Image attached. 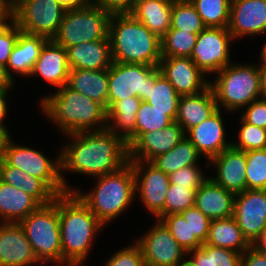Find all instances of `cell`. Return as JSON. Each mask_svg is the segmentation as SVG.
<instances>
[{"mask_svg":"<svg viewBox=\"0 0 266 266\" xmlns=\"http://www.w3.org/2000/svg\"><path fill=\"white\" fill-rule=\"evenodd\" d=\"M67 57L70 69H108L113 63L109 36L68 47Z\"/></svg>","mask_w":266,"mask_h":266,"instance_id":"obj_24","label":"cell"},{"mask_svg":"<svg viewBox=\"0 0 266 266\" xmlns=\"http://www.w3.org/2000/svg\"><path fill=\"white\" fill-rule=\"evenodd\" d=\"M58 214L62 265L85 263L93 241L104 224L76 193L58 195Z\"/></svg>","mask_w":266,"mask_h":266,"instance_id":"obj_2","label":"cell"},{"mask_svg":"<svg viewBox=\"0 0 266 266\" xmlns=\"http://www.w3.org/2000/svg\"><path fill=\"white\" fill-rule=\"evenodd\" d=\"M177 111H158L142 101L136 114L135 141L146 132L162 130L176 120Z\"/></svg>","mask_w":266,"mask_h":266,"instance_id":"obj_35","label":"cell"},{"mask_svg":"<svg viewBox=\"0 0 266 266\" xmlns=\"http://www.w3.org/2000/svg\"><path fill=\"white\" fill-rule=\"evenodd\" d=\"M67 85L108 110V69H70Z\"/></svg>","mask_w":266,"mask_h":266,"instance_id":"obj_28","label":"cell"},{"mask_svg":"<svg viewBox=\"0 0 266 266\" xmlns=\"http://www.w3.org/2000/svg\"><path fill=\"white\" fill-rule=\"evenodd\" d=\"M111 15L103 7L91 3L78 9H66L53 41L64 48L106 39Z\"/></svg>","mask_w":266,"mask_h":266,"instance_id":"obj_8","label":"cell"},{"mask_svg":"<svg viewBox=\"0 0 266 266\" xmlns=\"http://www.w3.org/2000/svg\"><path fill=\"white\" fill-rule=\"evenodd\" d=\"M184 137L185 132L176 121L162 130L143 133L129 147V160L151 162L173 149Z\"/></svg>","mask_w":266,"mask_h":266,"instance_id":"obj_19","label":"cell"},{"mask_svg":"<svg viewBox=\"0 0 266 266\" xmlns=\"http://www.w3.org/2000/svg\"><path fill=\"white\" fill-rule=\"evenodd\" d=\"M260 59L261 62L259 67H266V44L264 45L263 49H261V53H260Z\"/></svg>","mask_w":266,"mask_h":266,"instance_id":"obj_58","label":"cell"},{"mask_svg":"<svg viewBox=\"0 0 266 266\" xmlns=\"http://www.w3.org/2000/svg\"><path fill=\"white\" fill-rule=\"evenodd\" d=\"M135 241L141 248L145 266H182L187 263L183 249L159 221ZM186 258V259H184Z\"/></svg>","mask_w":266,"mask_h":266,"instance_id":"obj_13","label":"cell"},{"mask_svg":"<svg viewBox=\"0 0 266 266\" xmlns=\"http://www.w3.org/2000/svg\"><path fill=\"white\" fill-rule=\"evenodd\" d=\"M240 266H266V255L251 245L243 252Z\"/></svg>","mask_w":266,"mask_h":266,"instance_id":"obj_50","label":"cell"},{"mask_svg":"<svg viewBox=\"0 0 266 266\" xmlns=\"http://www.w3.org/2000/svg\"><path fill=\"white\" fill-rule=\"evenodd\" d=\"M42 113L64 135L107 128V111L98 102L73 90L67 84L41 99Z\"/></svg>","mask_w":266,"mask_h":266,"instance_id":"obj_3","label":"cell"},{"mask_svg":"<svg viewBox=\"0 0 266 266\" xmlns=\"http://www.w3.org/2000/svg\"><path fill=\"white\" fill-rule=\"evenodd\" d=\"M159 221L168 229L179 245L187 252L203 244L197 237H191V227L181 214L165 215Z\"/></svg>","mask_w":266,"mask_h":266,"instance_id":"obj_40","label":"cell"},{"mask_svg":"<svg viewBox=\"0 0 266 266\" xmlns=\"http://www.w3.org/2000/svg\"><path fill=\"white\" fill-rule=\"evenodd\" d=\"M207 165L216 168V175L210 177L216 184L234 194L246 190V154L243 150L230 146Z\"/></svg>","mask_w":266,"mask_h":266,"instance_id":"obj_21","label":"cell"},{"mask_svg":"<svg viewBox=\"0 0 266 266\" xmlns=\"http://www.w3.org/2000/svg\"><path fill=\"white\" fill-rule=\"evenodd\" d=\"M235 194L216 184L210 177L195 193L194 206L210 220L233 216Z\"/></svg>","mask_w":266,"mask_h":266,"instance_id":"obj_23","label":"cell"},{"mask_svg":"<svg viewBox=\"0 0 266 266\" xmlns=\"http://www.w3.org/2000/svg\"><path fill=\"white\" fill-rule=\"evenodd\" d=\"M69 72L67 49L49 39L44 44L30 76L38 74L59 89L67 84Z\"/></svg>","mask_w":266,"mask_h":266,"instance_id":"obj_22","label":"cell"},{"mask_svg":"<svg viewBox=\"0 0 266 266\" xmlns=\"http://www.w3.org/2000/svg\"><path fill=\"white\" fill-rule=\"evenodd\" d=\"M96 181L93 190L83 193L78 188L74 193L105 226L127 210L137 197L135 175L128 162L115 172L98 176Z\"/></svg>","mask_w":266,"mask_h":266,"instance_id":"obj_5","label":"cell"},{"mask_svg":"<svg viewBox=\"0 0 266 266\" xmlns=\"http://www.w3.org/2000/svg\"><path fill=\"white\" fill-rule=\"evenodd\" d=\"M40 206L19 188L0 181V222L19 223Z\"/></svg>","mask_w":266,"mask_h":266,"instance_id":"obj_29","label":"cell"},{"mask_svg":"<svg viewBox=\"0 0 266 266\" xmlns=\"http://www.w3.org/2000/svg\"><path fill=\"white\" fill-rule=\"evenodd\" d=\"M141 102L138 97H128L116 101L107 110V128L121 137L128 148L135 142L136 114Z\"/></svg>","mask_w":266,"mask_h":266,"instance_id":"obj_27","label":"cell"},{"mask_svg":"<svg viewBox=\"0 0 266 266\" xmlns=\"http://www.w3.org/2000/svg\"><path fill=\"white\" fill-rule=\"evenodd\" d=\"M56 160L31 147L14 143L8 138L2 153L3 160L9 165L40 179L56 196L67 193L61 178L60 154Z\"/></svg>","mask_w":266,"mask_h":266,"instance_id":"obj_9","label":"cell"},{"mask_svg":"<svg viewBox=\"0 0 266 266\" xmlns=\"http://www.w3.org/2000/svg\"><path fill=\"white\" fill-rule=\"evenodd\" d=\"M172 8L159 0H138L130 14L161 39L171 28Z\"/></svg>","mask_w":266,"mask_h":266,"instance_id":"obj_30","label":"cell"},{"mask_svg":"<svg viewBox=\"0 0 266 266\" xmlns=\"http://www.w3.org/2000/svg\"><path fill=\"white\" fill-rule=\"evenodd\" d=\"M161 74L159 67L113 62L108 68V109L118 100L138 97L148 99L150 84Z\"/></svg>","mask_w":266,"mask_h":266,"instance_id":"obj_10","label":"cell"},{"mask_svg":"<svg viewBox=\"0 0 266 266\" xmlns=\"http://www.w3.org/2000/svg\"><path fill=\"white\" fill-rule=\"evenodd\" d=\"M217 73L209 85L218 109L235 113L261 98L259 67L256 65L231 62Z\"/></svg>","mask_w":266,"mask_h":266,"instance_id":"obj_6","label":"cell"},{"mask_svg":"<svg viewBox=\"0 0 266 266\" xmlns=\"http://www.w3.org/2000/svg\"><path fill=\"white\" fill-rule=\"evenodd\" d=\"M20 32V28L14 21L0 29V64L5 67Z\"/></svg>","mask_w":266,"mask_h":266,"instance_id":"obj_47","label":"cell"},{"mask_svg":"<svg viewBox=\"0 0 266 266\" xmlns=\"http://www.w3.org/2000/svg\"><path fill=\"white\" fill-rule=\"evenodd\" d=\"M159 70L180 96L200 93L209 86V79L189 57L162 56Z\"/></svg>","mask_w":266,"mask_h":266,"instance_id":"obj_16","label":"cell"},{"mask_svg":"<svg viewBox=\"0 0 266 266\" xmlns=\"http://www.w3.org/2000/svg\"><path fill=\"white\" fill-rule=\"evenodd\" d=\"M259 74L261 98L266 99V67H259Z\"/></svg>","mask_w":266,"mask_h":266,"instance_id":"obj_56","label":"cell"},{"mask_svg":"<svg viewBox=\"0 0 266 266\" xmlns=\"http://www.w3.org/2000/svg\"><path fill=\"white\" fill-rule=\"evenodd\" d=\"M83 264H66V266H82ZM60 266H65V264L60 265Z\"/></svg>","mask_w":266,"mask_h":266,"instance_id":"obj_62","label":"cell"},{"mask_svg":"<svg viewBox=\"0 0 266 266\" xmlns=\"http://www.w3.org/2000/svg\"><path fill=\"white\" fill-rule=\"evenodd\" d=\"M227 29L234 40L266 32V0H231Z\"/></svg>","mask_w":266,"mask_h":266,"instance_id":"obj_17","label":"cell"},{"mask_svg":"<svg viewBox=\"0 0 266 266\" xmlns=\"http://www.w3.org/2000/svg\"><path fill=\"white\" fill-rule=\"evenodd\" d=\"M191 227V237H197L203 244L206 242L211 220L195 206L180 213Z\"/></svg>","mask_w":266,"mask_h":266,"instance_id":"obj_45","label":"cell"},{"mask_svg":"<svg viewBox=\"0 0 266 266\" xmlns=\"http://www.w3.org/2000/svg\"><path fill=\"white\" fill-rule=\"evenodd\" d=\"M138 0H93V3L103 7L110 14L130 13Z\"/></svg>","mask_w":266,"mask_h":266,"instance_id":"obj_49","label":"cell"},{"mask_svg":"<svg viewBox=\"0 0 266 266\" xmlns=\"http://www.w3.org/2000/svg\"><path fill=\"white\" fill-rule=\"evenodd\" d=\"M206 27L227 28L231 0H190Z\"/></svg>","mask_w":266,"mask_h":266,"instance_id":"obj_36","label":"cell"},{"mask_svg":"<svg viewBox=\"0 0 266 266\" xmlns=\"http://www.w3.org/2000/svg\"><path fill=\"white\" fill-rule=\"evenodd\" d=\"M200 157L196 147L185 136L173 149L157 156L151 163L170 175L177 169L197 165Z\"/></svg>","mask_w":266,"mask_h":266,"instance_id":"obj_33","label":"cell"},{"mask_svg":"<svg viewBox=\"0 0 266 266\" xmlns=\"http://www.w3.org/2000/svg\"><path fill=\"white\" fill-rule=\"evenodd\" d=\"M240 118L251 125L266 129V99L259 98L251 102Z\"/></svg>","mask_w":266,"mask_h":266,"instance_id":"obj_48","label":"cell"},{"mask_svg":"<svg viewBox=\"0 0 266 266\" xmlns=\"http://www.w3.org/2000/svg\"><path fill=\"white\" fill-rule=\"evenodd\" d=\"M159 1H163V2L173 6V5H175V4L179 3V2H183V1H186V0H159Z\"/></svg>","mask_w":266,"mask_h":266,"instance_id":"obj_59","label":"cell"},{"mask_svg":"<svg viewBox=\"0 0 266 266\" xmlns=\"http://www.w3.org/2000/svg\"><path fill=\"white\" fill-rule=\"evenodd\" d=\"M108 36L113 62L159 66L161 39L130 13L111 15Z\"/></svg>","mask_w":266,"mask_h":266,"instance_id":"obj_4","label":"cell"},{"mask_svg":"<svg viewBox=\"0 0 266 266\" xmlns=\"http://www.w3.org/2000/svg\"><path fill=\"white\" fill-rule=\"evenodd\" d=\"M180 97L172 84L161 73L156 78L155 83L150 84L146 102L158 111H177Z\"/></svg>","mask_w":266,"mask_h":266,"instance_id":"obj_37","label":"cell"},{"mask_svg":"<svg viewBox=\"0 0 266 266\" xmlns=\"http://www.w3.org/2000/svg\"><path fill=\"white\" fill-rule=\"evenodd\" d=\"M205 28L202 18L190 0L173 5L170 29H182L186 32L199 34Z\"/></svg>","mask_w":266,"mask_h":266,"instance_id":"obj_39","label":"cell"},{"mask_svg":"<svg viewBox=\"0 0 266 266\" xmlns=\"http://www.w3.org/2000/svg\"><path fill=\"white\" fill-rule=\"evenodd\" d=\"M48 40L46 37L23 31L19 33L17 42L5 67L6 73L12 82L15 83L12 71L21 76L30 77L41 50Z\"/></svg>","mask_w":266,"mask_h":266,"instance_id":"obj_25","label":"cell"},{"mask_svg":"<svg viewBox=\"0 0 266 266\" xmlns=\"http://www.w3.org/2000/svg\"><path fill=\"white\" fill-rule=\"evenodd\" d=\"M65 9H78L89 6L93 0H60Z\"/></svg>","mask_w":266,"mask_h":266,"instance_id":"obj_53","label":"cell"},{"mask_svg":"<svg viewBox=\"0 0 266 266\" xmlns=\"http://www.w3.org/2000/svg\"><path fill=\"white\" fill-rule=\"evenodd\" d=\"M135 175V191L155 220L164 216L165 197L170 185L169 175L151 162L129 160Z\"/></svg>","mask_w":266,"mask_h":266,"instance_id":"obj_14","label":"cell"},{"mask_svg":"<svg viewBox=\"0 0 266 266\" xmlns=\"http://www.w3.org/2000/svg\"><path fill=\"white\" fill-rule=\"evenodd\" d=\"M2 164H3V157H2V154H0V181H1V167H2Z\"/></svg>","mask_w":266,"mask_h":266,"instance_id":"obj_61","label":"cell"},{"mask_svg":"<svg viewBox=\"0 0 266 266\" xmlns=\"http://www.w3.org/2000/svg\"><path fill=\"white\" fill-rule=\"evenodd\" d=\"M1 181L33 197L41 206L54 201L56 195L38 178L19 168L9 166L4 160L1 167Z\"/></svg>","mask_w":266,"mask_h":266,"instance_id":"obj_31","label":"cell"},{"mask_svg":"<svg viewBox=\"0 0 266 266\" xmlns=\"http://www.w3.org/2000/svg\"><path fill=\"white\" fill-rule=\"evenodd\" d=\"M246 154V189L266 190V148Z\"/></svg>","mask_w":266,"mask_h":266,"instance_id":"obj_41","label":"cell"},{"mask_svg":"<svg viewBox=\"0 0 266 266\" xmlns=\"http://www.w3.org/2000/svg\"><path fill=\"white\" fill-rule=\"evenodd\" d=\"M197 189H188L186 186L170 184L164 203V216L180 214L186 209L193 207Z\"/></svg>","mask_w":266,"mask_h":266,"instance_id":"obj_42","label":"cell"},{"mask_svg":"<svg viewBox=\"0 0 266 266\" xmlns=\"http://www.w3.org/2000/svg\"><path fill=\"white\" fill-rule=\"evenodd\" d=\"M220 110L217 109L207 119L185 133L198 153L205 156L208 162L231 146V142L225 139V125Z\"/></svg>","mask_w":266,"mask_h":266,"instance_id":"obj_18","label":"cell"},{"mask_svg":"<svg viewBox=\"0 0 266 266\" xmlns=\"http://www.w3.org/2000/svg\"><path fill=\"white\" fill-rule=\"evenodd\" d=\"M240 130L238 131V142H231V146L248 152L251 150L265 149L266 148V129L251 125L240 119Z\"/></svg>","mask_w":266,"mask_h":266,"instance_id":"obj_43","label":"cell"},{"mask_svg":"<svg viewBox=\"0 0 266 266\" xmlns=\"http://www.w3.org/2000/svg\"><path fill=\"white\" fill-rule=\"evenodd\" d=\"M209 177L203 175L198 165L177 169L169 175L170 184L186 186L188 189H199Z\"/></svg>","mask_w":266,"mask_h":266,"instance_id":"obj_44","label":"cell"},{"mask_svg":"<svg viewBox=\"0 0 266 266\" xmlns=\"http://www.w3.org/2000/svg\"><path fill=\"white\" fill-rule=\"evenodd\" d=\"M198 34L179 29H169L161 38L162 56L189 57L196 44Z\"/></svg>","mask_w":266,"mask_h":266,"instance_id":"obj_38","label":"cell"},{"mask_svg":"<svg viewBox=\"0 0 266 266\" xmlns=\"http://www.w3.org/2000/svg\"><path fill=\"white\" fill-rule=\"evenodd\" d=\"M233 217L252 245L266 227V190L246 189L235 194Z\"/></svg>","mask_w":266,"mask_h":266,"instance_id":"obj_15","label":"cell"},{"mask_svg":"<svg viewBox=\"0 0 266 266\" xmlns=\"http://www.w3.org/2000/svg\"><path fill=\"white\" fill-rule=\"evenodd\" d=\"M105 266H145L144 257L140 246L134 242L132 245L122 248L114 253Z\"/></svg>","mask_w":266,"mask_h":266,"instance_id":"obj_46","label":"cell"},{"mask_svg":"<svg viewBox=\"0 0 266 266\" xmlns=\"http://www.w3.org/2000/svg\"><path fill=\"white\" fill-rule=\"evenodd\" d=\"M32 245L19 223H0V266L37 265Z\"/></svg>","mask_w":266,"mask_h":266,"instance_id":"obj_20","label":"cell"},{"mask_svg":"<svg viewBox=\"0 0 266 266\" xmlns=\"http://www.w3.org/2000/svg\"><path fill=\"white\" fill-rule=\"evenodd\" d=\"M71 142L61 148V178L67 193H74L63 172H74L94 178L115 172L129 162L127 143L108 128L67 134Z\"/></svg>","mask_w":266,"mask_h":266,"instance_id":"obj_1","label":"cell"},{"mask_svg":"<svg viewBox=\"0 0 266 266\" xmlns=\"http://www.w3.org/2000/svg\"><path fill=\"white\" fill-rule=\"evenodd\" d=\"M10 89L11 88L0 89V125H2L7 131H8V128L5 126L3 120H5L4 118L6 117V114H7L8 107H7L6 98H7L8 91Z\"/></svg>","mask_w":266,"mask_h":266,"instance_id":"obj_52","label":"cell"},{"mask_svg":"<svg viewBox=\"0 0 266 266\" xmlns=\"http://www.w3.org/2000/svg\"><path fill=\"white\" fill-rule=\"evenodd\" d=\"M65 10L60 0H20L13 7V21L25 33L53 39Z\"/></svg>","mask_w":266,"mask_h":266,"instance_id":"obj_11","label":"cell"},{"mask_svg":"<svg viewBox=\"0 0 266 266\" xmlns=\"http://www.w3.org/2000/svg\"><path fill=\"white\" fill-rule=\"evenodd\" d=\"M10 136V132L0 125V154L3 153L6 142Z\"/></svg>","mask_w":266,"mask_h":266,"instance_id":"obj_57","label":"cell"},{"mask_svg":"<svg viewBox=\"0 0 266 266\" xmlns=\"http://www.w3.org/2000/svg\"><path fill=\"white\" fill-rule=\"evenodd\" d=\"M12 21L13 6L7 0H0V29L9 25Z\"/></svg>","mask_w":266,"mask_h":266,"instance_id":"obj_51","label":"cell"},{"mask_svg":"<svg viewBox=\"0 0 266 266\" xmlns=\"http://www.w3.org/2000/svg\"><path fill=\"white\" fill-rule=\"evenodd\" d=\"M217 109L215 96L209 85L200 93L180 97L175 121L186 133L190 128L207 119Z\"/></svg>","mask_w":266,"mask_h":266,"instance_id":"obj_26","label":"cell"},{"mask_svg":"<svg viewBox=\"0 0 266 266\" xmlns=\"http://www.w3.org/2000/svg\"><path fill=\"white\" fill-rule=\"evenodd\" d=\"M190 257H189V256ZM242 254L233 250L202 244L187 252L189 266H240Z\"/></svg>","mask_w":266,"mask_h":266,"instance_id":"obj_34","label":"cell"},{"mask_svg":"<svg viewBox=\"0 0 266 266\" xmlns=\"http://www.w3.org/2000/svg\"><path fill=\"white\" fill-rule=\"evenodd\" d=\"M39 263L62 265L58 195L19 222Z\"/></svg>","mask_w":266,"mask_h":266,"instance_id":"obj_7","label":"cell"},{"mask_svg":"<svg viewBox=\"0 0 266 266\" xmlns=\"http://www.w3.org/2000/svg\"><path fill=\"white\" fill-rule=\"evenodd\" d=\"M232 41L234 38L227 28L206 27L198 34L190 58L207 76L215 74L231 63Z\"/></svg>","mask_w":266,"mask_h":266,"instance_id":"obj_12","label":"cell"},{"mask_svg":"<svg viewBox=\"0 0 266 266\" xmlns=\"http://www.w3.org/2000/svg\"><path fill=\"white\" fill-rule=\"evenodd\" d=\"M14 82H12L6 73L5 66L0 64V89L12 88Z\"/></svg>","mask_w":266,"mask_h":266,"instance_id":"obj_54","label":"cell"},{"mask_svg":"<svg viewBox=\"0 0 266 266\" xmlns=\"http://www.w3.org/2000/svg\"><path fill=\"white\" fill-rule=\"evenodd\" d=\"M252 246L266 255V227L261 235L253 242Z\"/></svg>","mask_w":266,"mask_h":266,"instance_id":"obj_55","label":"cell"},{"mask_svg":"<svg viewBox=\"0 0 266 266\" xmlns=\"http://www.w3.org/2000/svg\"><path fill=\"white\" fill-rule=\"evenodd\" d=\"M205 244L230 249L240 254L251 246L233 216L211 220Z\"/></svg>","mask_w":266,"mask_h":266,"instance_id":"obj_32","label":"cell"},{"mask_svg":"<svg viewBox=\"0 0 266 266\" xmlns=\"http://www.w3.org/2000/svg\"><path fill=\"white\" fill-rule=\"evenodd\" d=\"M13 7L20 1V0H7Z\"/></svg>","mask_w":266,"mask_h":266,"instance_id":"obj_60","label":"cell"}]
</instances>
